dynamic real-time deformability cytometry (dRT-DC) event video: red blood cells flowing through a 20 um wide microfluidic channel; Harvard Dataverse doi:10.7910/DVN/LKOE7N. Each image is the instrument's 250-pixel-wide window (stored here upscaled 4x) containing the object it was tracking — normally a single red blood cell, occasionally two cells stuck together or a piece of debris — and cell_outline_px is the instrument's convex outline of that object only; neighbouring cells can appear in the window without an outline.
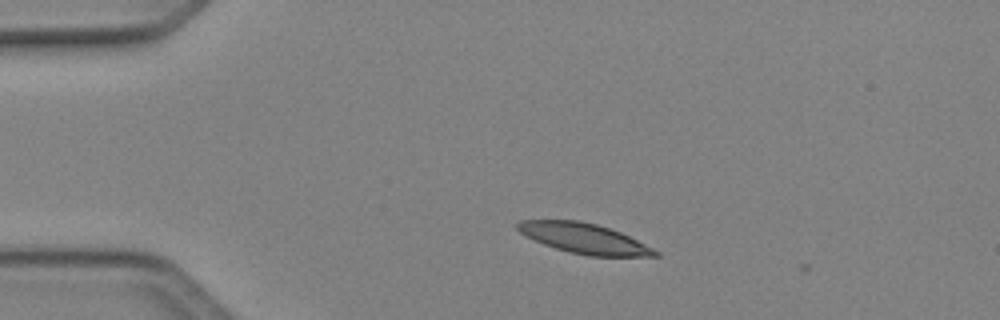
{"species": "Egyptian fruit bat (a non-hibernating species)", "species_latin": "Rousettus aegyptiacus", "temperature_condition": "cold", "stored_images_in_passage": 4, "camera_frame_rate_fps": 3000, "um_per_image_px": 0.085, "animal": {"sex": "female"}, "frame": {"image": 1, "passage_image": 2, "time_ms": 0.333, "image_size_px": [1000, 320], "cell_outline_px": [[660, 256], [588, 256], [568, 252], [544, 244], [520, 232], [516, 228], [516, 224], [520, 220], [580, 220], [596, 224], [620, 232], [660, 252]], "centroid_in_image_um": [49.64, 20.26], "position_along_channel_um": 35.4, "area_um2": 23.87}}